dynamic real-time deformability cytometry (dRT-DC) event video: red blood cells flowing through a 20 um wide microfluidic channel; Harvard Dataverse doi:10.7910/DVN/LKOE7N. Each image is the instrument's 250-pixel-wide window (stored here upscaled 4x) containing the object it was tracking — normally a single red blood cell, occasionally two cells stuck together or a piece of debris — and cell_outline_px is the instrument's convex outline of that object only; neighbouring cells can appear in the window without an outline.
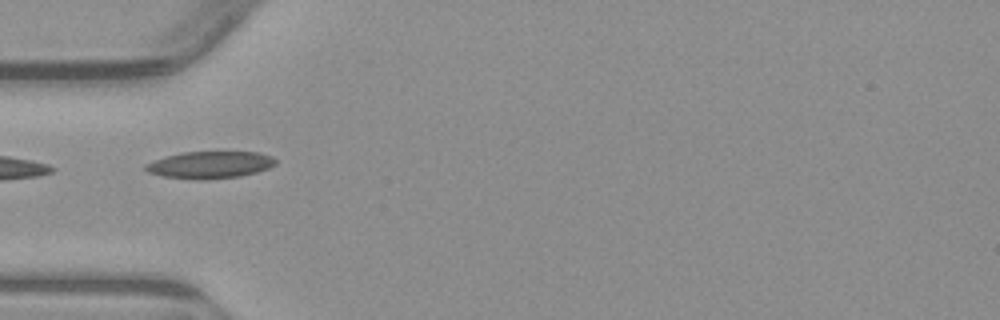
{"species": "common noctule bat (a hibernating species)", "species_latin": "Nyctalus noctula", "temperature_condition": "warm", "stored_images_in_passage": 5, "camera_frame_rate_fps": 3000, "um_per_image_px": 0.085, "animal": {"sex": "male", "body_mass_g": 23.1, "forearm_length_mm": 52.7}, "frame": {"image": 1, "passage_image": 5, "time_ms": 4.667, "image_size_px": [1000, 320], "cell_outline_px": [[276, 164], [268, 168], [256, 172], [240, 176], [208, 180], [196, 180], [164, 176], [148, 172], [144, 168], [144, 164], [164, 156], [180, 152], [260, 152], [272, 156], [276, 160]], "centroid_in_image_um": [17.83, 14.01], "position_along_channel_um": 67.2, "area_um2": 20.69}}